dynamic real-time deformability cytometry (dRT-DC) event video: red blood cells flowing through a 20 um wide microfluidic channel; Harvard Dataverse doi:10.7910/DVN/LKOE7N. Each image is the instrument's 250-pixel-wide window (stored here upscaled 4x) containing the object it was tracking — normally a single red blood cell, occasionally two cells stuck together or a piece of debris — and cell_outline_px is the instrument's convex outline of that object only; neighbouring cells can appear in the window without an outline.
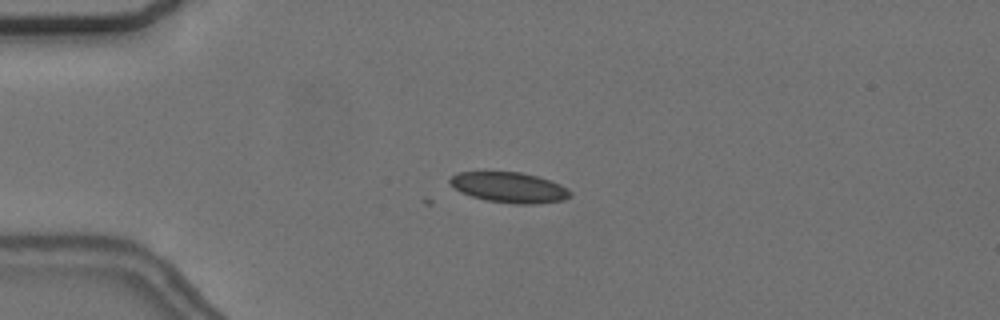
{"species": "common noctule bat (a hibernating species)", "species_latin": "Nyctalus noctula", "temperature_condition": "cold", "stored_images_in_passage": 8, "camera_frame_rate_fps": 3000, "um_per_image_px": 0.085, "animal": {"sex": "female", "body_mass_g": 24.6, "forearm_length_mm": 56.2}, "frame": {"image": 1, "passage_image": 5, "time_ms": 1.333, "image_size_px": [1000, 320], "cell_outline_px": [[572, 192], [564, 200], [536, 204], [516, 204], [484, 200], [460, 192], [448, 180], [456, 172], [520, 172], [536, 176], [560, 184], [568, 188]], "centroid_in_image_um": [43.29, 15.94], "position_along_channel_um": 41.7, "area_um2": 21.21}}